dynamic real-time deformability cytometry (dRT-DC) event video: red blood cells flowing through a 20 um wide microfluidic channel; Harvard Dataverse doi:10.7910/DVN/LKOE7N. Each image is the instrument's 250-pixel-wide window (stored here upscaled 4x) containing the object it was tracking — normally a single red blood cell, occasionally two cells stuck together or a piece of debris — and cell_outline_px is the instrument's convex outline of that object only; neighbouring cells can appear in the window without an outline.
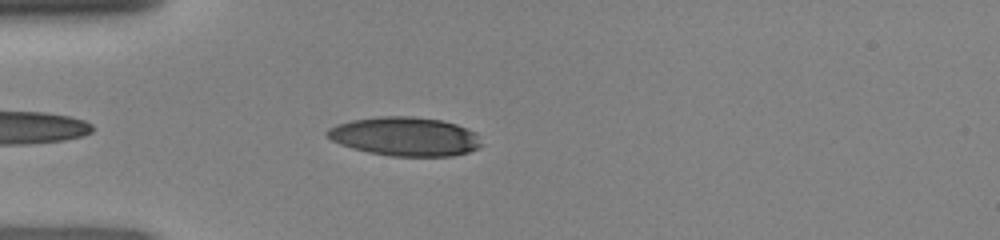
{"species": "human", "species_latin": "Homo sapiens", "temperature_condition": "room temperature", "stored_images_in_passage": 36, "camera_frame_rate_fps": 3000, "um_per_image_px": 0.085, "donor": {"sex": "female"}, "frame": {"image": 1, "passage_image": 4, "time_ms": 1.0, "image_size_px": [1000, 240], "cell_outline_px": [[484, 144], [480, 148], [468, 152], [452, 156], [392, 156], [368, 152], [352, 148], [340, 144], [324, 136], [324, 132], [328, 128], [336, 124], [352, 120], [380, 116], [412, 116], [440, 120], [456, 124], [476, 132]], "centroid_in_image_um": [34.43, 11.6], "position_along_channel_um": 50.6, "area_um2": 35.26}}
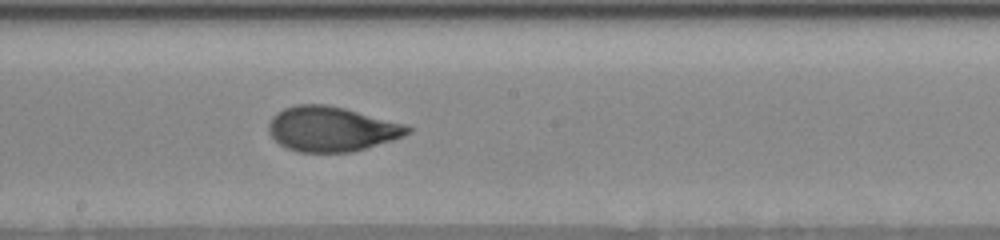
{"frame": {"image": 2, "passage_image": 17, "time_ms": 5.333, "image_size_px": [1000, 240], "cell_outline_px": [[412, 132], [404, 136], [392, 140], [352, 152], [296, 152], [280, 144], [268, 132], [268, 124], [272, 116], [276, 112], [284, 108], [296, 104], [324, 104], [344, 108], [408, 124], [412, 128]], "centroid_in_image_um": [28.19, 10.96], "position_along_channel_um": 220.0, "area_um2": 36.53}}
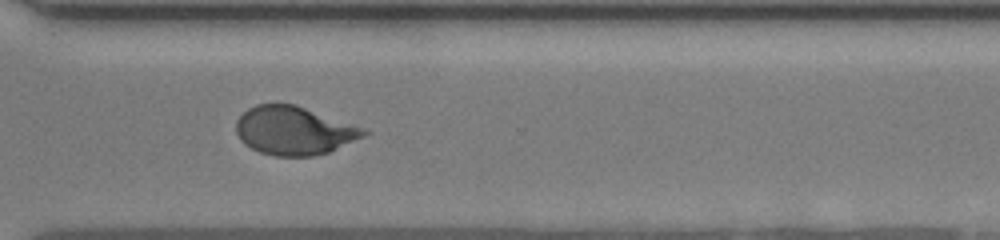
{"frame": {"image": 3, "passage_image": 26, "time_ms": 8.333, "image_size_px": [1000, 240], "cell_outline_px": [[372, 132], [364, 136], [328, 152], [312, 156], [276, 156], [260, 152], [244, 144], [240, 140], [236, 132], [236, 120], [248, 108], [256, 104], [296, 104]], "centroid_in_image_um": [24.95, 11.1], "position_along_channel_um": 345.7, "area_um2": 35.66}}